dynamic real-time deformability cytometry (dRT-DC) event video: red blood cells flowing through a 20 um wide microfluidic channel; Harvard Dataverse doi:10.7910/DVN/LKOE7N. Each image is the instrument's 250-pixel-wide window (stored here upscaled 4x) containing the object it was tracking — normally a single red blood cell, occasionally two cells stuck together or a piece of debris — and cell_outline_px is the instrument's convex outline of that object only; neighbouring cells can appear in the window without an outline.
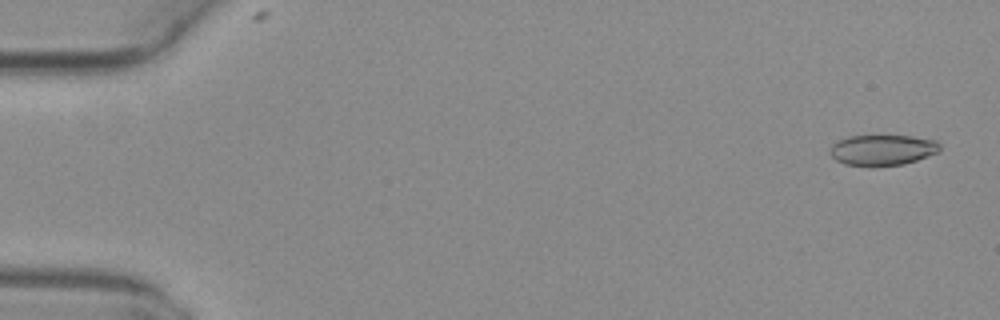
{"species": "common noctule bat (a hibernating species)", "species_latin": "Nyctalus noctula", "temperature_condition": "warm", "stored_images_in_passage": 13, "camera_frame_rate_fps": 3000, "um_per_image_px": 0.085, "animal": {"sex": "female", "body_mass_g": 29.2, "forearm_length_mm": 56.3}, "frame": {"image": 1, "passage_image": 2, "time_ms": 0.333, "image_size_px": [1000, 320], "cell_outline_px": [[940, 152], [904, 164], [868, 168], [844, 164], [836, 160], [828, 152], [832, 144], [836, 140], [848, 136], [912, 136], [936, 140], [940, 144]], "centroid_in_image_um": [74.98, 12.77], "position_along_channel_um": 10.0, "area_um2": 20.17}}